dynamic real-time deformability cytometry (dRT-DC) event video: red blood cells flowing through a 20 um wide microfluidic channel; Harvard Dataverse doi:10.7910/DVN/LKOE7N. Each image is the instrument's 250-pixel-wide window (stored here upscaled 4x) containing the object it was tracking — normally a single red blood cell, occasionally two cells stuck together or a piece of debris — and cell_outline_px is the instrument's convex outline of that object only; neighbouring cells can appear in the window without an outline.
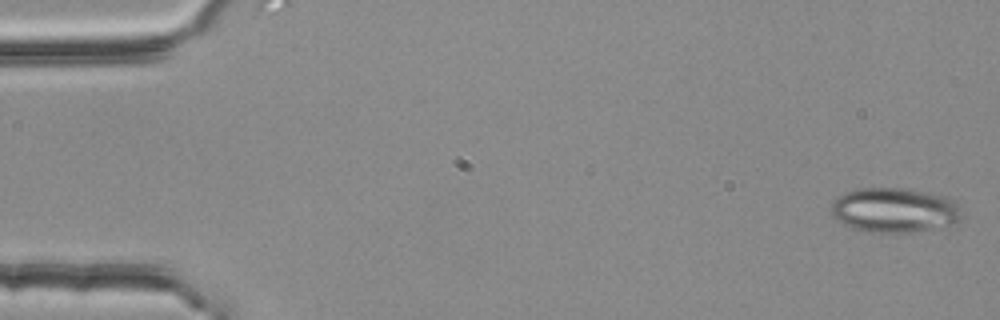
{"species": "common noctule bat (a hibernating species)", "species_latin": "Nyctalus noctula", "temperature_condition": "room temperature", "stored_images_in_passage": 4, "camera_frame_rate_fps": 3000, "um_per_image_px": 0.085, "animal": {"sex": "female", "body_mass_g": 25.1}, "frame": {"image": 1, "passage_image": 1, "time_ms": 0.0, "image_size_px": [1000, 320], "cell_outline_px": [[960, 216], [956, 224], [912, 232], [864, 232], [852, 228], [836, 220], [832, 216], [832, 200], [844, 192], [856, 188], [904, 188], [944, 196], [960, 204]], "centroid_in_image_um": [75.99, 17.86], "position_along_channel_um": 9.0, "area_um2": 34.16}}